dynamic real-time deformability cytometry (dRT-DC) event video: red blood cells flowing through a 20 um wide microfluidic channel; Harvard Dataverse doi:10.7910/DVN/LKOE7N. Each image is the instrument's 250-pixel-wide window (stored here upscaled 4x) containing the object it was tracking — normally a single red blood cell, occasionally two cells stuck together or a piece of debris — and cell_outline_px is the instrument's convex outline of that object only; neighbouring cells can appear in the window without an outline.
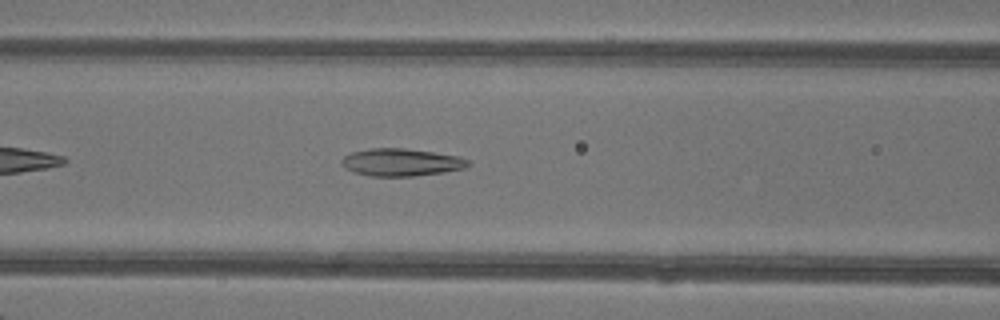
{"species": "common noctule bat (a hibernating species)", "species_latin": "Nyctalus noctula", "temperature_condition": "warm", "stored_images_in_passage": 34, "camera_frame_rate_fps": 3000, "um_per_image_px": 0.085, "animal": {"sex": "female"}, "frame": {"image": 1, "passage_image": 8, "time_ms": 2.333, "image_size_px": [1000, 320], "cell_outline_px": [[472, 164], [464, 168], [444, 172], [416, 176], [368, 176], [352, 172], [344, 168], [340, 164], [340, 160], [344, 156], [352, 152], [368, 148], [404, 148], [432, 152], [456, 156], [468, 160]], "centroid_in_image_um": [34.04, 13.8], "position_along_channel_um": 132.6, "area_um2": 20.4}}
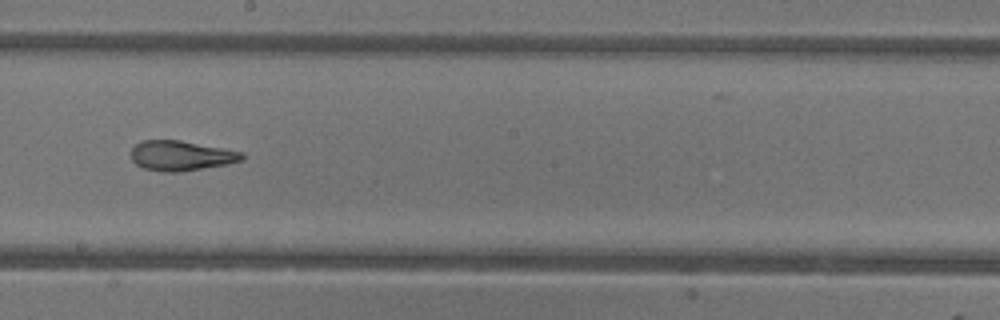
{"frame": {"image": 2, "passage_image": 15, "time_ms": 4.667, "image_size_px": [1000, 320], "cell_outline_px": [[244, 160], [228, 164], [176, 172], [164, 172], [144, 168], [136, 164], [132, 160], [132, 148], [136, 144], [144, 140], [180, 140], [244, 152]], "centroid_in_image_um": [15.41, 13.23], "position_along_channel_um": 232.8, "area_um2": 19.25}}
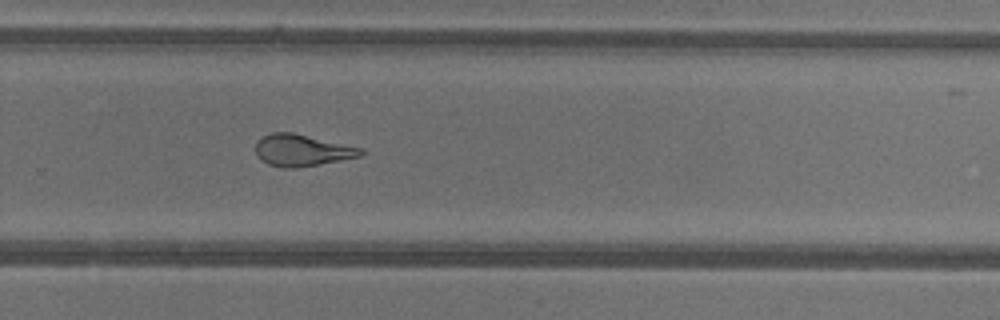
{"frame": {"image": 3, "passage_image": 20, "time_ms": 6.333, "image_size_px": [1000, 320], "cell_outline_px": [[364, 152], [360, 156], [296, 168], [280, 168], [268, 164], [260, 160], [256, 156], [256, 140], [272, 132], [292, 132], [364, 148]], "centroid_in_image_um": [25.63, 12.77], "position_along_channel_um": 304.2, "area_um2": 19.48}, "authors_computed_cell_mechanics": {"area_um2": 20.3167, "velocity_mm_per_s": 4.3018, "shape_relaxation_time_tau1_ms": 9.4679, "shape_relaxation_time_tau2_ms": 1.3639, "deformation_change_tau1": 0.2966, "deformation_change_tau2": 0.0931}}